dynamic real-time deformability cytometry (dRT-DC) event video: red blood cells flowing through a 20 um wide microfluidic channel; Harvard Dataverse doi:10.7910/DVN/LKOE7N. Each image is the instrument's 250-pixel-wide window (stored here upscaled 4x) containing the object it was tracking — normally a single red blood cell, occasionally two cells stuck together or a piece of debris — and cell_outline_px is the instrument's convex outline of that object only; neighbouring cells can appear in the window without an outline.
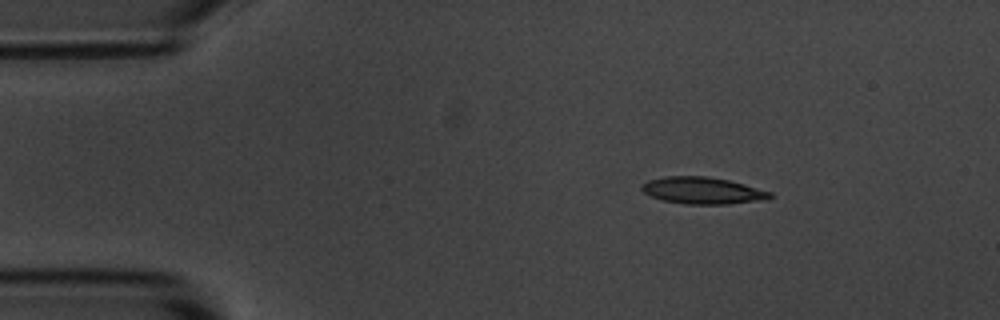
{"species": "common noctule bat (a hibernating species)", "species_latin": "Nyctalus noctula", "temperature_condition": "room temperature", "stored_images_in_passage": 3, "camera_frame_rate_fps": 3000, "um_per_image_px": 0.085, "animal": {"sex": "male", "body_mass_g": 20.1, "forearm_length_mm": 53.5}, "frame": {"image": 1, "passage_image": 1, "time_ms": 0.0, "image_size_px": [1000, 320], "cell_outline_px": [[776, 196], [768, 200], [728, 204], [684, 204], [664, 200], [652, 196], [644, 192], [640, 188], [648, 180], [664, 176], [704, 176], [728, 180], [744, 184], [772, 192]], "centroid_in_image_um": [59.79, 16.2], "position_along_channel_um": 25.2, "area_um2": 20.11}}